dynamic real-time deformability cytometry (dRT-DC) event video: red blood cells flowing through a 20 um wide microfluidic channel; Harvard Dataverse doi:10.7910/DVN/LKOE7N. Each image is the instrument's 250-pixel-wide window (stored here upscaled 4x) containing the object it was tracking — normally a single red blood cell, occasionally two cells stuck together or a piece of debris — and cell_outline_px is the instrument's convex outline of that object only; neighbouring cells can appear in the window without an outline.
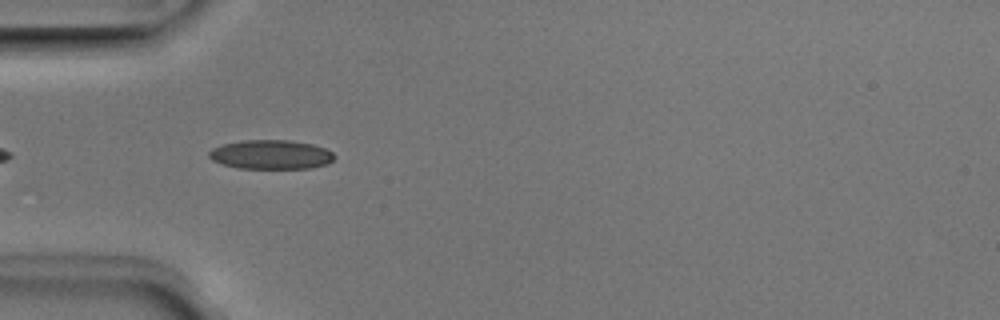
{"species": "Egyptian fruit bat (a non-hibernating species)", "species_latin": "Rousettus aegyptiacus", "temperature_condition": "room temperature", "stored_images_in_passage": 39, "camera_frame_rate_fps": 3000, "um_per_image_px": 0.085, "animal": {"sex": "male"}, "frame": {"image": 1, "passage_image": 4, "time_ms": 1.0, "image_size_px": [1000, 320], "cell_outline_px": [[336, 156], [328, 164], [312, 168], [236, 168], [212, 160], [208, 156], [208, 152], [212, 148], [224, 144], [244, 140], [288, 140], [312, 144], [324, 148], [332, 152]], "centroid_in_image_um": [23.04, 13.14], "position_along_channel_um": 62.0, "area_um2": 21.27}}
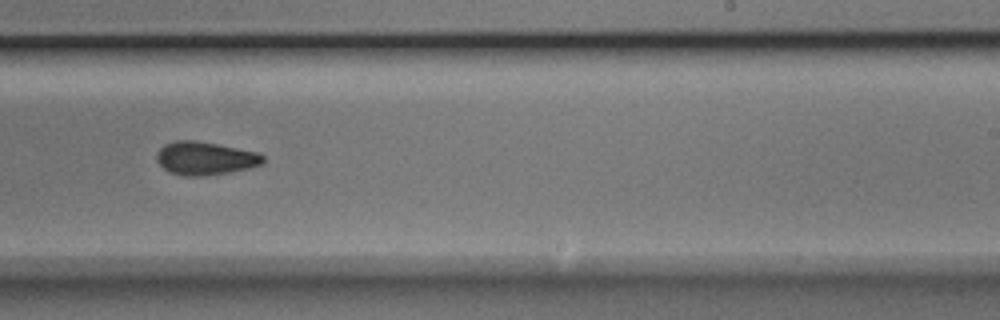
{"frame": {"image": 2, "passage_image": 20, "time_ms": 6.333, "image_size_px": [1000, 320], "cell_outline_px": [[264, 160], [260, 164], [248, 168], [228, 172], [200, 176], [184, 176], [168, 172], [156, 160], [156, 152], [164, 144], [176, 140], [196, 140], [260, 152], [264, 156]], "centroid_in_image_um": [17.41, 13.44], "position_along_channel_um": 271.6, "area_um2": 20.63}}
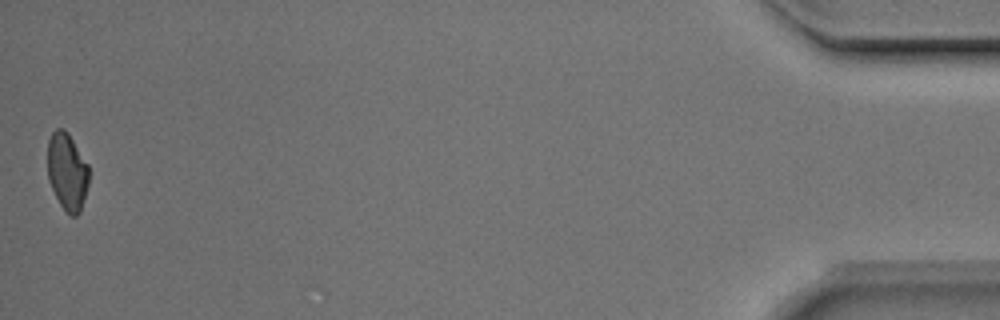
{"frame": {"image": 3, "passage_image": 39, "time_ms": 12.667, "image_size_px": [1000, 320], "cell_outline_px": [[88, 184], [80, 212], [76, 216], [72, 216], [60, 204], [48, 180], [48, 140], [52, 132], [56, 128], [64, 128], [68, 132], [88, 164]], "centroid_in_image_um": [5.7, 14.55], "position_along_channel_um": 429.5, "area_um2": 18.5}, "authors_computed_cell_mechanics": {"area_um2": 20.23, "velocity_mm_per_s": 3.9672, "shape_relaxation_time_tau1_ms": 4.5063, "shape_relaxation_time_tau2_ms": 2.7269, "deformation_change_tau1": 0.1103, "deformation_change_tau2": 0.074}}